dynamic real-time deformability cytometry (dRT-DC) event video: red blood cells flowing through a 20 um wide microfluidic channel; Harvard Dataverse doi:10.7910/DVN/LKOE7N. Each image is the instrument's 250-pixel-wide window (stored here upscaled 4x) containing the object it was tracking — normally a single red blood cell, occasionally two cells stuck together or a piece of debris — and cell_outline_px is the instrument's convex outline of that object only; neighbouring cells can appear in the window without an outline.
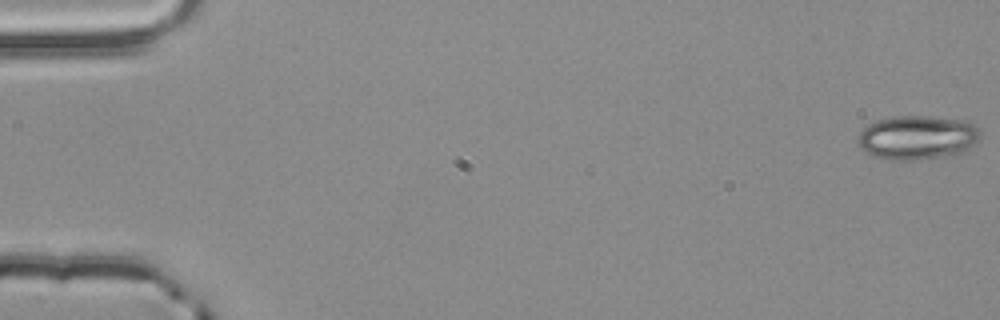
{"species": "common noctule bat (a hibernating species)", "species_latin": "Nyctalus noctula", "temperature_condition": "room temperature", "stored_images_in_passage": 15, "camera_frame_rate_fps": 3000, "um_per_image_px": 0.085, "animal": {"sex": "male", "body_mass_g": 20.4}, "frame": {"image": 1, "passage_image": 1, "time_ms": 0.0, "image_size_px": [1000, 320], "cell_outline_px": [[980, 140], [964, 152], [952, 156], [912, 160], [888, 160], [872, 156], [856, 140], [856, 136], [868, 124], [876, 120], [896, 116], [928, 116], [968, 120], [980, 128]], "centroid_in_image_um": [78.03, 11.69], "position_along_channel_um": 7.0, "area_um2": 31.96}}